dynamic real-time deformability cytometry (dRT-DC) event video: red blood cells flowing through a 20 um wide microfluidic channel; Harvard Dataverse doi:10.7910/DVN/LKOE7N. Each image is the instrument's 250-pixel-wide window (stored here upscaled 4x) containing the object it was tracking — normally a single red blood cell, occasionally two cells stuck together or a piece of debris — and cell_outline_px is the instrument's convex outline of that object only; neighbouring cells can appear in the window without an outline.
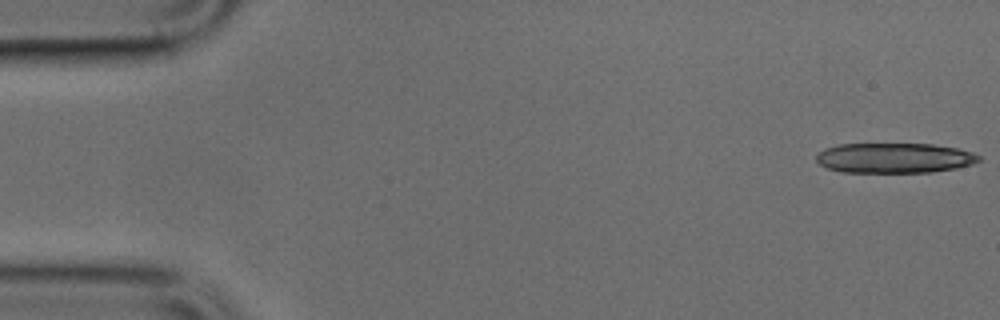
{"species": "common noctule bat (a hibernating species)", "species_latin": "Nyctalus noctula", "temperature_condition": "cold", "stored_images_in_passage": 10, "camera_frame_rate_fps": 3000, "um_per_image_px": 0.085, "animal": {"sex": "male", "body_mass_g": 17.9, "forearm_length_mm": 54.2}, "frame": {"image": 1, "passage_image": 1, "time_ms": 0.0, "image_size_px": [1000, 320], "cell_outline_px": [[980, 160], [972, 164], [956, 168], [932, 172], [840, 172], [828, 168], [820, 164], [816, 160], [816, 156], [824, 148], [840, 144], [932, 144], [960, 148], [972, 152], [980, 156]], "centroid_in_image_um": [76.04, 13.42], "position_along_channel_um": 9.0, "area_um2": 28.55}}